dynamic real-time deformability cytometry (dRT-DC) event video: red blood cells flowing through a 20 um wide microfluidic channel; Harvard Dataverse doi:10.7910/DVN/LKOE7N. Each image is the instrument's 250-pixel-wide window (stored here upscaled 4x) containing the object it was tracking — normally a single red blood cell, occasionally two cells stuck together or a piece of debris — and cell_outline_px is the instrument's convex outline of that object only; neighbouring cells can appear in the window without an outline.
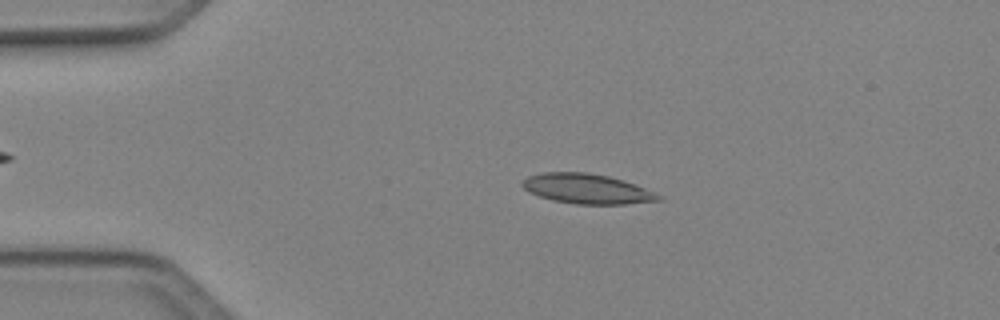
{"species": "Egyptian fruit bat (a non-hibernating species)", "species_latin": "Rousettus aegyptiacus", "temperature_condition": "cold", "stored_images_in_passage": 49, "camera_frame_rate_fps": 3000, "um_per_image_px": 0.085, "animal": {"sex": "female"}, "frame": {"image": 1, "passage_image": 10, "time_ms": 3.0, "image_size_px": [1000, 320], "cell_outline_px": [[664, 200], [624, 204], [576, 204], [552, 200], [528, 192], [520, 184], [528, 176], [544, 172], [588, 172], [608, 176], [624, 180], [636, 184], [664, 196]], "centroid_in_image_um": [49.93, 16.05], "position_along_channel_um": 35.1, "area_um2": 23.87}}
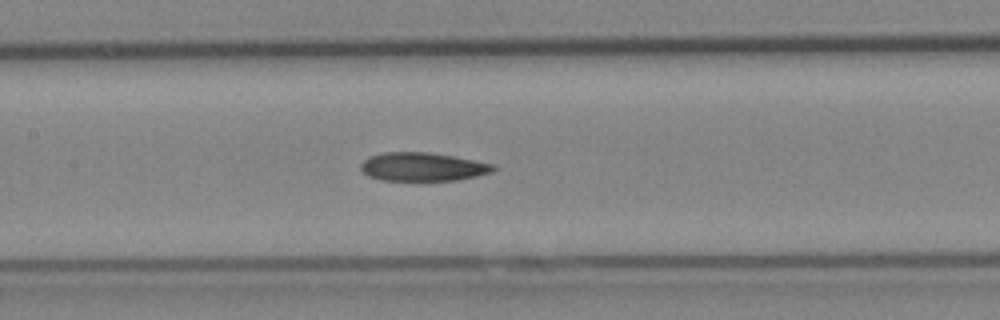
{"frame": {"image": 2, "passage_image": 23, "time_ms": 7.333, "image_size_px": [1000, 320], "cell_outline_px": [[496, 168], [492, 172], [476, 176], [456, 180], [380, 180], [368, 176], [360, 168], [360, 164], [364, 160], [372, 156], [388, 152], [428, 152], [452, 156], [492, 164]], "centroid_in_image_um": [35.91, 14.18], "position_along_channel_um": 171.5, "area_um2": 21.68}}
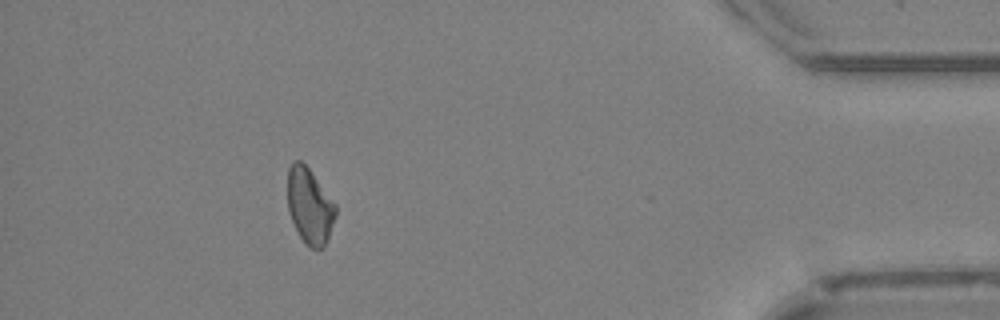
{"frame": {"image": 3, "passage_image": 44, "time_ms": 14.333, "image_size_px": [1000, 320], "cell_outline_px": [[336, 216], [324, 248], [312, 248], [304, 244], [288, 212], [288, 168], [296, 160], [300, 160], [308, 168], [336, 204]], "centroid_in_image_um": [26.32, 17.53], "position_along_channel_um": 408.9, "area_um2": 20.98}}